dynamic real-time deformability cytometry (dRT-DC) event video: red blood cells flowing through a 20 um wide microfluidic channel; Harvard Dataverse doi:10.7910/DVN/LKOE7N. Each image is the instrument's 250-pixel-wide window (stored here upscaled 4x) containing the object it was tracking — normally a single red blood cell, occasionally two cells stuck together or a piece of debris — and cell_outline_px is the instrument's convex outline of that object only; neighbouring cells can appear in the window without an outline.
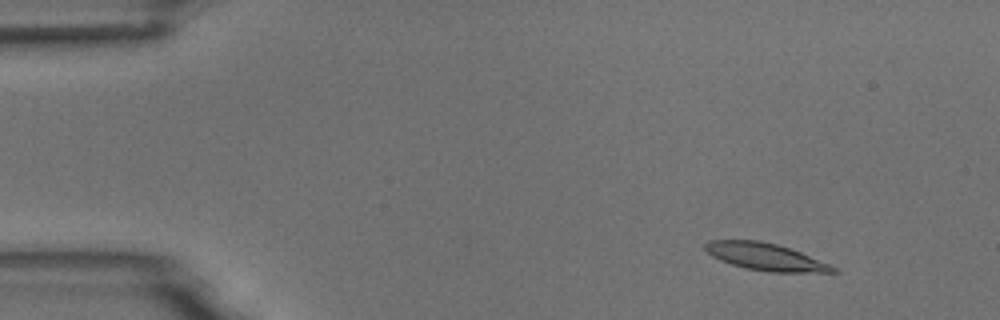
{"species": "common noctule bat (a hibernating species)", "species_latin": "Nyctalus noctula", "temperature_condition": "room temperature", "stored_images_in_passage": 5, "camera_frame_rate_fps": 3000, "um_per_image_px": 0.085, "animal": {"sex": "male", "body_mass_g": 18.8}, "frame": {"image": 1, "passage_image": 2, "time_ms": 1.333, "image_size_px": [1000, 320], "cell_outline_px": [[840, 272], [772, 272], [744, 268], [720, 260], [712, 256], [704, 248], [704, 244], [708, 240], [760, 240], [776, 244], [800, 252], [828, 264], [836, 268]], "centroid_in_image_um": [65.02, 21.82], "position_along_channel_um": 20.0, "area_um2": 20.0}}
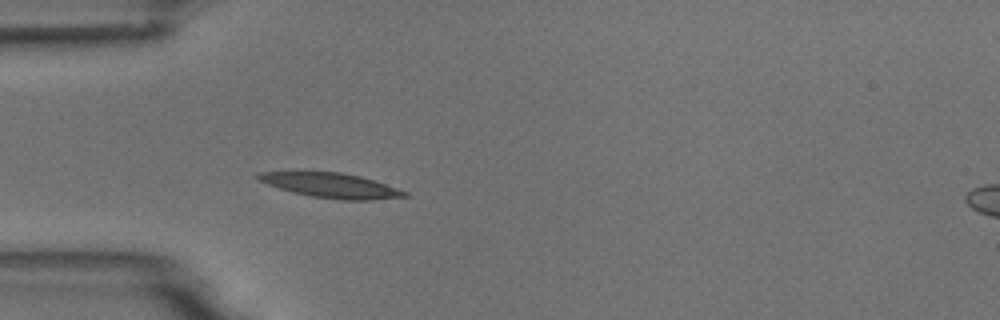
{"frame": {"image": 2, "passage_image": 5, "time_ms": 4.667, "image_size_px": [1000, 320], "cell_outline_px": [[408, 196], [372, 200], [344, 200], [312, 196], [292, 192], [256, 180], [252, 176], [256, 172], [340, 172], [360, 176], [408, 192]], "centroid_in_image_um": [28.08, 15.75], "position_along_channel_um": 56.9, "area_um2": 20.92}}